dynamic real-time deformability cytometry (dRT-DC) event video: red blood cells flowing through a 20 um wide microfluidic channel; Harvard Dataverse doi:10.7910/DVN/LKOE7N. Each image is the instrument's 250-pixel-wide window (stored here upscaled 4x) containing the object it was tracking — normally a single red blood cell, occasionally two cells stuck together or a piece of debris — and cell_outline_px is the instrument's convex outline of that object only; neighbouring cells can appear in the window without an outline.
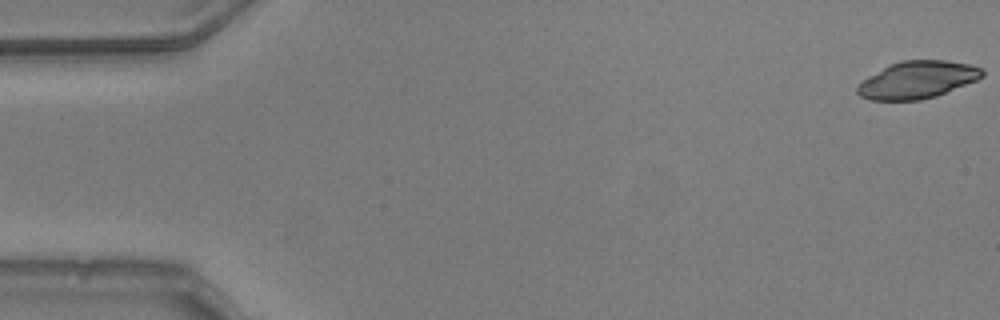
{"species": "common noctule bat (a hibernating species)", "species_latin": "Nyctalus noctula", "temperature_condition": "warm", "stored_images_in_passage": 17, "camera_frame_rate_fps": 3000, "um_per_image_px": 0.085, "animal": {"sex": "male", "body_mass_g": 20.5, "forearm_length_mm": 52.5}, "frame": {"image": 1, "passage_image": 1, "time_ms": 0.0, "image_size_px": [1000, 320], "cell_outline_px": [[984, 76], [976, 80], [936, 96], [920, 100], [868, 100], [860, 96], [856, 92], [856, 88], [868, 76], [888, 64], [900, 60], [944, 60], [968, 64], [980, 68], [984, 72]], "centroid_in_image_um": [77.94, 6.78], "position_along_channel_um": 7.1, "area_um2": 27.05}}